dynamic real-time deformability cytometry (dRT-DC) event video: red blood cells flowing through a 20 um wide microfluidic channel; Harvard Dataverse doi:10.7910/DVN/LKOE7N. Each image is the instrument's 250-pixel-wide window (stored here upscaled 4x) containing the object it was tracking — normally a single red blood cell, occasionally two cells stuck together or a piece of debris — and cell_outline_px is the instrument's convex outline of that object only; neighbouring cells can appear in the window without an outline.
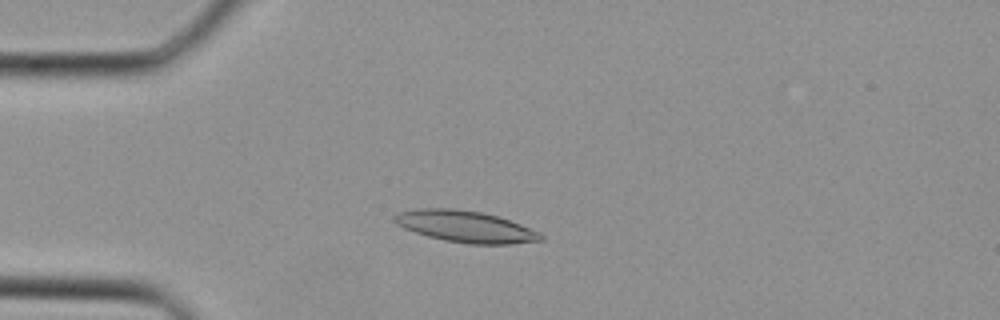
{"species": "Egyptian fruit bat (a non-hibernating species)", "species_latin": "Rousettus aegyptiacus", "temperature_condition": "cold", "stored_images_in_passage": 29, "camera_frame_rate_fps": 3000, "um_per_image_px": 0.085, "animal": {"sex": "female"}, "frame": {"image": 1, "passage_image": 4, "time_ms": 1.0, "image_size_px": [1000, 320], "cell_outline_px": [[544, 240], [512, 244], [472, 244], [444, 240], [428, 236], [404, 228], [396, 224], [392, 220], [392, 216], [400, 212], [420, 208], [452, 208], [480, 212], [496, 216], [520, 224], [540, 232], [544, 236]], "centroid_in_image_um": [39.56, 19.26], "position_along_channel_um": 45.4, "area_um2": 26.76}}
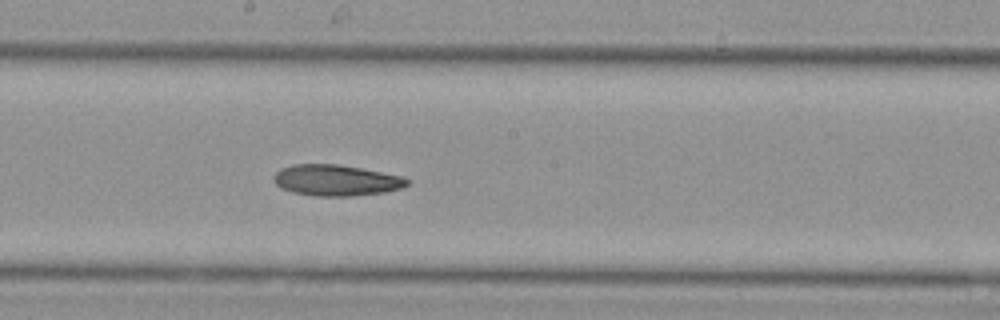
{"frame": {"image": 2, "passage_image": 15, "time_ms": 4.667, "image_size_px": [1000, 320], "cell_outline_px": [[408, 184], [404, 188], [384, 192], [352, 196], [316, 196], [292, 192], [280, 188], [272, 180], [272, 176], [280, 168], [292, 164], [336, 164], [360, 168], [400, 176], [408, 180]], "centroid_in_image_um": [28.51, 15.33], "position_along_channel_um": 219.7, "area_um2": 24.16}}
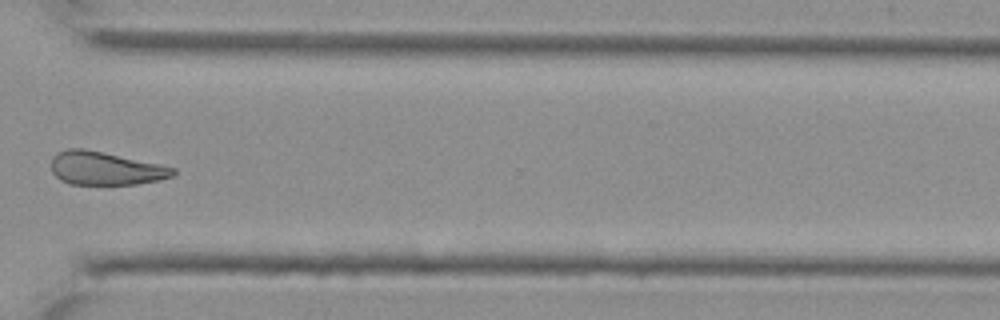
{"frame": {"image": 3, "passage_image": 23, "time_ms": 7.333, "image_size_px": [1000, 320], "cell_outline_px": [[176, 172], [172, 176], [160, 180], [136, 184], [68, 184], [60, 180], [52, 172], [52, 156], [56, 152], [68, 148], [84, 148], [176, 168]], "centroid_in_image_um": [8.92, 14.31], "position_along_channel_um": 361.7, "area_um2": 23.52}}